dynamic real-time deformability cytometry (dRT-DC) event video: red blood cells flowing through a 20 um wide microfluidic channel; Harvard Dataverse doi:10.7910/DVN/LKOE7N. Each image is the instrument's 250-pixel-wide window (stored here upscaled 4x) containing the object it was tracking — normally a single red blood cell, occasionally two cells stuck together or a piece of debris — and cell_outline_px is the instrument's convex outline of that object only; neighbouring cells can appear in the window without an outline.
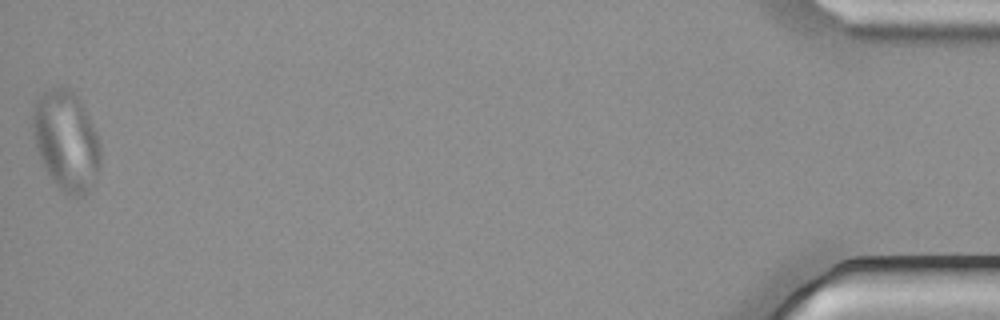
{"species": "common noctule bat (a hibernating species)", "species_latin": "Nyctalus noctula", "temperature_condition": "cold", "stored_images_in_passage": 41, "camera_frame_rate_fps": 3000, "um_per_image_px": 0.085, "animal": {"sex": "male", "body_mass_g": 21.5, "forearm_length_mm": 52.0}, "frame": {"image": 1, "passage_image": 41, "time_ms": 13.333, "image_size_px": [1000, 320], "cell_outline_px": [[100, 168], [88, 192], [84, 196], [72, 196], [64, 192], [56, 184], [48, 172], [40, 156], [36, 144], [32, 124], [32, 116], [36, 100], [48, 88], [60, 84], [68, 88], [76, 96], [84, 108], [96, 132], [100, 144]], "centroid_in_image_um": [5.64, 11.93], "position_along_channel_um": 429.6, "area_um2": 38.96}}